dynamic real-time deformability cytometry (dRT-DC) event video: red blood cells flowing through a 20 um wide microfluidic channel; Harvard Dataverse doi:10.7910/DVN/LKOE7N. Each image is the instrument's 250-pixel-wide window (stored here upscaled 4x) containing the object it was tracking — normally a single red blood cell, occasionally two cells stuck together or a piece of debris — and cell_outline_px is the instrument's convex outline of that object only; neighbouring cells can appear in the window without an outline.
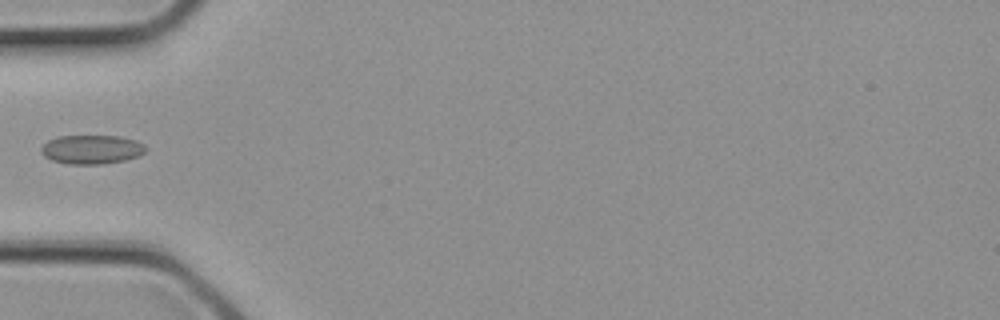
{"species": "common noctule bat (a hibernating species)", "species_latin": "Nyctalus noctula", "temperature_condition": "cold", "stored_images_in_passage": 3, "segment_of_instrument_passage": [2, 2], "camera_frame_rate_fps": 3000, "um_per_image_px": 0.085, "animal": {"sex": "female", "body_mass_g": 21.9}, "frame": {"image": 1, "passage_image": 3, "time_ms": 0.667, "image_size_px": [1000, 320], "cell_outline_px": [[148, 148], [140, 156], [124, 160], [100, 164], [68, 164], [52, 160], [44, 156], [40, 152], [40, 148], [48, 140], [56, 136], [120, 136], [136, 140], [144, 144]], "centroid_in_image_um": [7.79, 12.7], "position_along_channel_um": 77.2, "area_um2": 17.8}}